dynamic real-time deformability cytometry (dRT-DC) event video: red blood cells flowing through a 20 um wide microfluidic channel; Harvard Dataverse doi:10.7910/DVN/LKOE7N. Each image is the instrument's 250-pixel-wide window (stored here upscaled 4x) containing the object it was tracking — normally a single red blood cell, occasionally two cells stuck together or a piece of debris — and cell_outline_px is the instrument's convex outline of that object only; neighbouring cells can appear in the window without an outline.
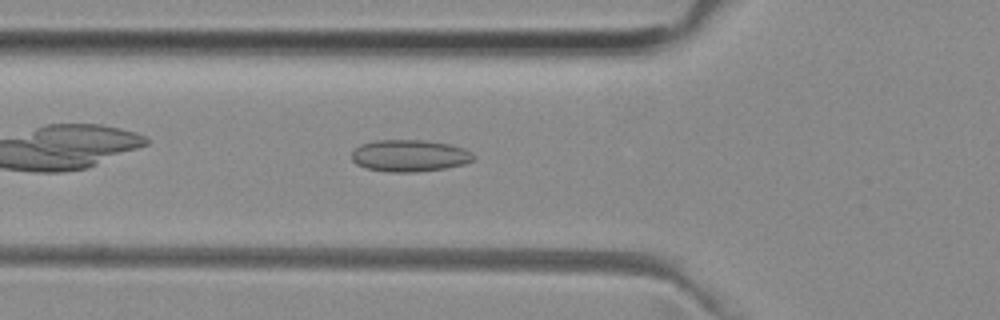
{"species": "common noctule bat (a hibernating species)", "species_latin": "Nyctalus noctula", "temperature_condition": "room temperature", "stored_images_in_passage": 38, "camera_frame_rate_fps": 3000, "um_per_image_px": 0.085, "animal": {"sex": "female", "body_mass_g": 29.2, "forearm_length_mm": 56.3}, "frame": {"image": 1, "passage_image": 4, "time_ms": 1.0, "image_size_px": [1000, 320], "cell_outline_px": [[476, 156], [472, 160], [464, 164], [444, 168], [416, 172], [388, 172], [364, 168], [356, 164], [352, 160], [352, 152], [360, 144], [376, 140], [424, 140], [448, 144], [464, 148], [472, 152]], "centroid_in_image_um": [34.8, 13.23], "position_along_channel_um": 91.0, "area_um2": 22.72}}
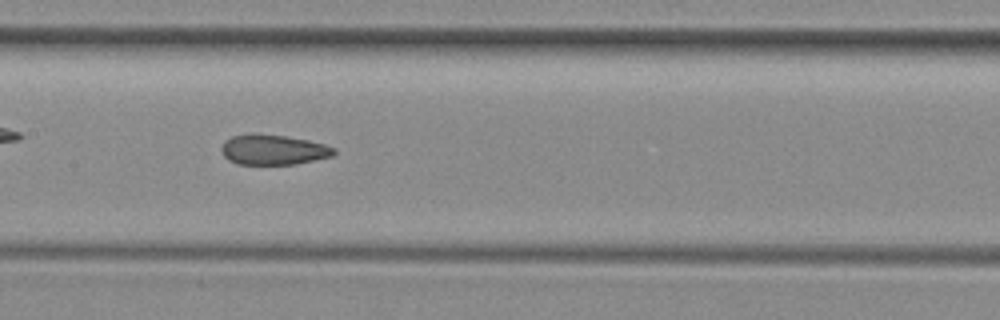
{"frame": {"image": 2, "passage_image": 11, "time_ms": 3.333, "image_size_px": [1000, 320], "cell_outline_px": [[336, 152], [332, 156], [296, 164], [240, 164], [228, 160], [224, 156], [220, 148], [224, 140], [232, 136], [256, 132], [284, 136], [308, 140], [324, 144], [336, 148]], "centroid_in_image_um": [23.2, 12.71], "position_along_channel_um": 184.2, "area_um2": 19.94}}
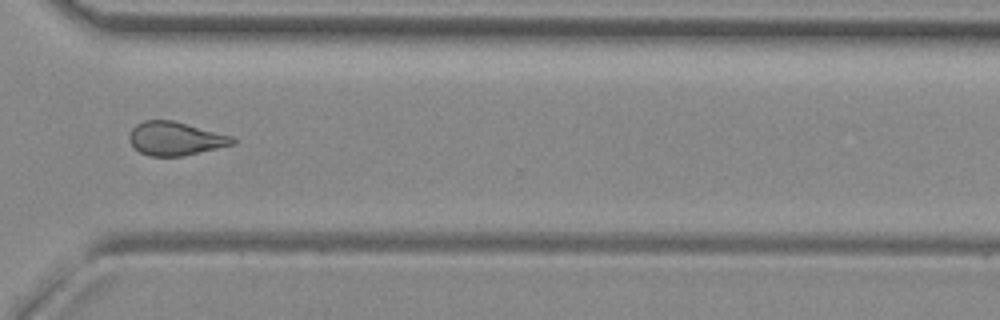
{"frame": {"image": 3, "passage_image": 24, "time_ms": 7.667, "image_size_px": [1000, 320], "cell_outline_px": [[236, 144], [184, 156], [148, 156], [140, 152], [132, 144], [128, 136], [132, 128], [136, 124], [144, 120], [172, 120], [232, 136], [236, 140]], "centroid_in_image_um": [14.91, 11.78], "position_along_channel_um": 355.7, "area_um2": 20.17}, "authors_computed_cell_mechanics": {"area_um2": 20.4901, "velocity_mm_per_s": 3.9629, "shape_relaxation_time_tau1_ms": null, "shape_relaxation_time_tau2_ms": 3.2752, "deformation_change_tau1": null, "deformation_change_tau2": 0.0977}}